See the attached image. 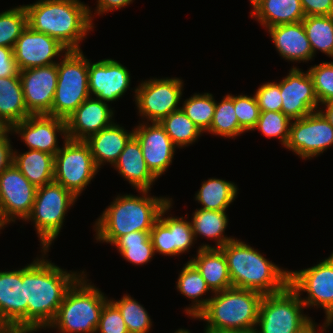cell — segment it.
<instances>
[{
	"label": "cell",
	"instance_id": "obj_15",
	"mask_svg": "<svg viewBox=\"0 0 333 333\" xmlns=\"http://www.w3.org/2000/svg\"><path fill=\"white\" fill-rule=\"evenodd\" d=\"M25 266L0 271V328L5 333H27Z\"/></svg>",
	"mask_w": 333,
	"mask_h": 333
},
{
	"label": "cell",
	"instance_id": "obj_29",
	"mask_svg": "<svg viewBox=\"0 0 333 333\" xmlns=\"http://www.w3.org/2000/svg\"><path fill=\"white\" fill-rule=\"evenodd\" d=\"M176 289L192 302L189 306L184 308V313L188 318H196L211 299V297H207L206 294L209 292L211 295L213 294L207 286L205 279L201 276V273L190 261H187L179 272L176 281ZM204 295L206 298L203 297Z\"/></svg>",
	"mask_w": 333,
	"mask_h": 333
},
{
	"label": "cell",
	"instance_id": "obj_1",
	"mask_svg": "<svg viewBox=\"0 0 333 333\" xmlns=\"http://www.w3.org/2000/svg\"><path fill=\"white\" fill-rule=\"evenodd\" d=\"M40 252V257L37 255L30 264L25 265L27 333H35L48 327L67 290L85 272L63 269L47 259L49 250L41 249Z\"/></svg>",
	"mask_w": 333,
	"mask_h": 333
},
{
	"label": "cell",
	"instance_id": "obj_3",
	"mask_svg": "<svg viewBox=\"0 0 333 333\" xmlns=\"http://www.w3.org/2000/svg\"><path fill=\"white\" fill-rule=\"evenodd\" d=\"M28 26L57 39L68 50H82L81 42L94 31L89 5L80 0H37L24 5Z\"/></svg>",
	"mask_w": 333,
	"mask_h": 333
},
{
	"label": "cell",
	"instance_id": "obj_21",
	"mask_svg": "<svg viewBox=\"0 0 333 333\" xmlns=\"http://www.w3.org/2000/svg\"><path fill=\"white\" fill-rule=\"evenodd\" d=\"M148 169L158 179L168 171L178 149L159 122H140L134 126Z\"/></svg>",
	"mask_w": 333,
	"mask_h": 333
},
{
	"label": "cell",
	"instance_id": "obj_25",
	"mask_svg": "<svg viewBox=\"0 0 333 333\" xmlns=\"http://www.w3.org/2000/svg\"><path fill=\"white\" fill-rule=\"evenodd\" d=\"M133 136V129L129 131L114 121L110 126L89 136L85 142L90 148L96 167L101 170L105 164L111 167L114 165Z\"/></svg>",
	"mask_w": 333,
	"mask_h": 333
},
{
	"label": "cell",
	"instance_id": "obj_30",
	"mask_svg": "<svg viewBox=\"0 0 333 333\" xmlns=\"http://www.w3.org/2000/svg\"><path fill=\"white\" fill-rule=\"evenodd\" d=\"M13 164L36 187L54 181V155L30 150H13Z\"/></svg>",
	"mask_w": 333,
	"mask_h": 333
},
{
	"label": "cell",
	"instance_id": "obj_43",
	"mask_svg": "<svg viewBox=\"0 0 333 333\" xmlns=\"http://www.w3.org/2000/svg\"><path fill=\"white\" fill-rule=\"evenodd\" d=\"M234 109L239 125L246 131H252L260 117V108L255 95H234Z\"/></svg>",
	"mask_w": 333,
	"mask_h": 333
},
{
	"label": "cell",
	"instance_id": "obj_52",
	"mask_svg": "<svg viewBox=\"0 0 333 333\" xmlns=\"http://www.w3.org/2000/svg\"><path fill=\"white\" fill-rule=\"evenodd\" d=\"M10 131V127H8L1 119H0V140Z\"/></svg>",
	"mask_w": 333,
	"mask_h": 333
},
{
	"label": "cell",
	"instance_id": "obj_36",
	"mask_svg": "<svg viewBox=\"0 0 333 333\" xmlns=\"http://www.w3.org/2000/svg\"><path fill=\"white\" fill-rule=\"evenodd\" d=\"M313 56L321 52L333 59V15L305 16L302 20Z\"/></svg>",
	"mask_w": 333,
	"mask_h": 333
},
{
	"label": "cell",
	"instance_id": "obj_18",
	"mask_svg": "<svg viewBox=\"0 0 333 333\" xmlns=\"http://www.w3.org/2000/svg\"><path fill=\"white\" fill-rule=\"evenodd\" d=\"M68 51L57 39L27 26L14 45L13 55L21 71L56 64Z\"/></svg>",
	"mask_w": 333,
	"mask_h": 333
},
{
	"label": "cell",
	"instance_id": "obj_26",
	"mask_svg": "<svg viewBox=\"0 0 333 333\" xmlns=\"http://www.w3.org/2000/svg\"><path fill=\"white\" fill-rule=\"evenodd\" d=\"M113 168L137 191H151L158 180L148 169L140 143L134 136L126 144Z\"/></svg>",
	"mask_w": 333,
	"mask_h": 333
},
{
	"label": "cell",
	"instance_id": "obj_8",
	"mask_svg": "<svg viewBox=\"0 0 333 333\" xmlns=\"http://www.w3.org/2000/svg\"><path fill=\"white\" fill-rule=\"evenodd\" d=\"M57 72L51 116L66 120L90 97L88 59L82 50H69L59 59Z\"/></svg>",
	"mask_w": 333,
	"mask_h": 333
},
{
	"label": "cell",
	"instance_id": "obj_46",
	"mask_svg": "<svg viewBox=\"0 0 333 333\" xmlns=\"http://www.w3.org/2000/svg\"><path fill=\"white\" fill-rule=\"evenodd\" d=\"M305 16L333 15V0H300Z\"/></svg>",
	"mask_w": 333,
	"mask_h": 333
},
{
	"label": "cell",
	"instance_id": "obj_47",
	"mask_svg": "<svg viewBox=\"0 0 333 333\" xmlns=\"http://www.w3.org/2000/svg\"><path fill=\"white\" fill-rule=\"evenodd\" d=\"M19 69L14 59L13 49L0 46V77L17 76Z\"/></svg>",
	"mask_w": 333,
	"mask_h": 333
},
{
	"label": "cell",
	"instance_id": "obj_2",
	"mask_svg": "<svg viewBox=\"0 0 333 333\" xmlns=\"http://www.w3.org/2000/svg\"><path fill=\"white\" fill-rule=\"evenodd\" d=\"M139 194H118L105 208L93 225L95 239L112 245L119 237L134 231H151L162 209L172 200L165 196H152L150 191Z\"/></svg>",
	"mask_w": 333,
	"mask_h": 333
},
{
	"label": "cell",
	"instance_id": "obj_20",
	"mask_svg": "<svg viewBox=\"0 0 333 333\" xmlns=\"http://www.w3.org/2000/svg\"><path fill=\"white\" fill-rule=\"evenodd\" d=\"M281 111L291 120L300 119L318 111L319 101L308 71L292 66L280 81Z\"/></svg>",
	"mask_w": 333,
	"mask_h": 333
},
{
	"label": "cell",
	"instance_id": "obj_45",
	"mask_svg": "<svg viewBox=\"0 0 333 333\" xmlns=\"http://www.w3.org/2000/svg\"><path fill=\"white\" fill-rule=\"evenodd\" d=\"M260 111H281L280 81H268L259 85L254 93Z\"/></svg>",
	"mask_w": 333,
	"mask_h": 333
},
{
	"label": "cell",
	"instance_id": "obj_54",
	"mask_svg": "<svg viewBox=\"0 0 333 333\" xmlns=\"http://www.w3.org/2000/svg\"><path fill=\"white\" fill-rule=\"evenodd\" d=\"M327 327H329V329L331 328V326H333V312L325 319Z\"/></svg>",
	"mask_w": 333,
	"mask_h": 333
},
{
	"label": "cell",
	"instance_id": "obj_37",
	"mask_svg": "<svg viewBox=\"0 0 333 333\" xmlns=\"http://www.w3.org/2000/svg\"><path fill=\"white\" fill-rule=\"evenodd\" d=\"M159 123L177 148L193 145L203 134L182 109L170 113Z\"/></svg>",
	"mask_w": 333,
	"mask_h": 333
},
{
	"label": "cell",
	"instance_id": "obj_53",
	"mask_svg": "<svg viewBox=\"0 0 333 333\" xmlns=\"http://www.w3.org/2000/svg\"><path fill=\"white\" fill-rule=\"evenodd\" d=\"M214 333H256L255 329L248 330V331H219Z\"/></svg>",
	"mask_w": 333,
	"mask_h": 333
},
{
	"label": "cell",
	"instance_id": "obj_33",
	"mask_svg": "<svg viewBox=\"0 0 333 333\" xmlns=\"http://www.w3.org/2000/svg\"><path fill=\"white\" fill-rule=\"evenodd\" d=\"M238 191L235 182L211 177L203 180L194 199L202 206L201 209L227 211L237 198Z\"/></svg>",
	"mask_w": 333,
	"mask_h": 333
},
{
	"label": "cell",
	"instance_id": "obj_40",
	"mask_svg": "<svg viewBox=\"0 0 333 333\" xmlns=\"http://www.w3.org/2000/svg\"><path fill=\"white\" fill-rule=\"evenodd\" d=\"M28 26V15L23 5L0 13V46L14 48L17 39Z\"/></svg>",
	"mask_w": 333,
	"mask_h": 333
},
{
	"label": "cell",
	"instance_id": "obj_4",
	"mask_svg": "<svg viewBox=\"0 0 333 333\" xmlns=\"http://www.w3.org/2000/svg\"><path fill=\"white\" fill-rule=\"evenodd\" d=\"M220 249L227 260L232 287L266 295L280 292L289 284V270L279 267L248 243L236 238Z\"/></svg>",
	"mask_w": 333,
	"mask_h": 333
},
{
	"label": "cell",
	"instance_id": "obj_34",
	"mask_svg": "<svg viewBox=\"0 0 333 333\" xmlns=\"http://www.w3.org/2000/svg\"><path fill=\"white\" fill-rule=\"evenodd\" d=\"M118 254L133 265H146L155 252L150 238V231H134L119 237L113 244Z\"/></svg>",
	"mask_w": 333,
	"mask_h": 333
},
{
	"label": "cell",
	"instance_id": "obj_5",
	"mask_svg": "<svg viewBox=\"0 0 333 333\" xmlns=\"http://www.w3.org/2000/svg\"><path fill=\"white\" fill-rule=\"evenodd\" d=\"M263 294L231 287L212 294L196 319L205 322L204 331H248L255 329Z\"/></svg>",
	"mask_w": 333,
	"mask_h": 333
},
{
	"label": "cell",
	"instance_id": "obj_11",
	"mask_svg": "<svg viewBox=\"0 0 333 333\" xmlns=\"http://www.w3.org/2000/svg\"><path fill=\"white\" fill-rule=\"evenodd\" d=\"M183 88V79L177 77L142 80L133 90V102L141 122H160L170 113L181 109Z\"/></svg>",
	"mask_w": 333,
	"mask_h": 333
},
{
	"label": "cell",
	"instance_id": "obj_13",
	"mask_svg": "<svg viewBox=\"0 0 333 333\" xmlns=\"http://www.w3.org/2000/svg\"><path fill=\"white\" fill-rule=\"evenodd\" d=\"M37 187L14 164L0 173V232L15 223L25 221L35 201Z\"/></svg>",
	"mask_w": 333,
	"mask_h": 333
},
{
	"label": "cell",
	"instance_id": "obj_7",
	"mask_svg": "<svg viewBox=\"0 0 333 333\" xmlns=\"http://www.w3.org/2000/svg\"><path fill=\"white\" fill-rule=\"evenodd\" d=\"M77 199L71 191L55 181L37 187L32 211L24 222L34 224L40 250H50L52 243L60 236L68 210Z\"/></svg>",
	"mask_w": 333,
	"mask_h": 333
},
{
	"label": "cell",
	"instance_id": "obj_23",
	"mask_svg": "<svg viewBox=\"0 0 333 333\" xmlns=\"http://www.w3.org/2000/svg\"><path fill=\"white\" fill-rule=\"evenodd\" d=\"M114 112L109 103L90 96L66 119L67 138L85 141L110 126Z\"/></svg>",
	"mask_w": 333,
	"mask_h": 333
},
{
	"label": "cell",
	"instance_id": "obj_48",
	"mask_svg": "<svg viewBox=\"0 0 333 333\" xmlns=\"http://www.w3.org/2000/svg\"><path fill=\"white\" fill-rule=\"evenodd\" d=\"M96 2L97 4L94 9V14L93 11H91L92 8L89 7L92 22L95 15L101 16L112 11L114 12V10L123 9L133 3L134 0H97Z\"/></svg>",
	"mask_w": 333,
	"mask_h": 333
},
{
	"label": "cell",
	"instance_id": "obj_22",
	"mask_svg": "<svg viewBox=\"0 0 333 333\" xmlns=\"http://www.w3.org/2000/svg\"><path fill=\"white\" fill-rule=\"evenodd\" d=\"M25 106L31 115H49L57 86V63L19 71Z\"/></svg>",
	"mask_w": 333,
	"mask_h": 333
},
{
	"label": "cell",
	"instance_id": "obj_56",
	"mask_svg": "<svg viewBox=\"0 0 333 333\" xmlns=\"http://www.w3.org/2000/svg\"><path fill=\"white\" fill-rule=\"evenodd\" d=\"M174 333H191L189 329H183V328H179L178 330H176ZM204 333H206L204 331Z\"/></svg>",
	"mask_w": 333,
	"mask_h": 333
},
{
	"label": "cell",
	"instance_id": "obj_32",
	"mask_svg": "<svg viewBox=\"0 0 333 333\" xmlns=\"http://www.w3.org/2000/svg\"><path fill=\"white\" fill-rule=\"evenodd\" d=\"M28 116L19 74L0 77V119L11 128Z\"/></svg>",
	"mask_w": 333,
	"mask_h": 333
},
{
	"label": "cell",
	"instance_id": "obj_19",
	"mask_svg": "<svg viewBox=\"0 0 333 333\" xmlns=\"http://www.w3.org/2000/svg\"><path fill=\"white\" fill-rule=\"evenodd\" d=\"M88 84L91 97L113 103L131 88V74L126 66L112 58L94 63L88 59Z\"/></svg>",
	"mask_w": 333,
	"mask_h": 333
},
{
	"label": "cell",
	"instance_id": "obj_44",
	"mask_svg": "<svg viewBox=\"0 0 333 333\" xmlns=\"http://www.w3.org/2000/svg\"><path fill=\"white\" fill-rule=\"evenodd\" d=\"M96 333H129L121 312L110 299L104 304Z\"/></svg>",
	"mask_w": 333,
	"mask_h": 333
},
{
	"label": "cell",
	"instance_id": "obj_24",
	"mask_svg": "<svg viewBox=\"0 0 333 333\" xmlns=\"http://www.w3.org/2000/svg\"><path fill=\"white\" fill-rule=\"evenodd\" d=\"M280 57L288 62L303 63L314 59L302 21L266 29Z\"/></svg>",
	"mask_w": 333,
	"mask_h": 333
},
{
	"label": "cell",
	"instance_id": "obj_50",
	"mask_svg": "<svg viewBox=\"0 0 333 333\" xmlns=\"http://www.w3.org/2000/svg\"><path fill=\"white\" fill-rule=\"evenodd\" d=\"M321 327V328H320ZM329 328L327 327L326 321L324 320L322 325H318L315 320L311 321L305 328L299 333H326Z\"/></svg>",
	"mask_w": 333,
	"mask_h": 333
},
{
	"label": "cell",
	"instance_id": "obj_10",
	"mask_svg": "<svg viewBox=\"0 0 333 333\" xmlns=\"http://www.w3.org/2000/svg\"><path fill=\"white\" fill-rule=\"evenodd\" d=\"M90 148L83 140H63L54 156V181L77 198L98 174Z\"/></svg>",
	"mask_w": 333,
	"mask_h": 333
},
{
	"label": "cell",
	"instance_id": "obj_55",
	"mask_svg": "<svg viewBox=\"0 0 333 333\" xmlns=\"http://www.w3.org/2000/svg\"><path fill=\"white\" fill-rule=\"evenodd\" d=\"M249 1L252 7L251 11H253L262 0H249Z\"/></svg>",
	"mask_w": 333,
	"mask_h": 333
},
{
	"label": "cell",
	"instance_id": "obj_12",
	"mask_svg": "<svg viewBox=\"0 0 333 333\" xmlns=\"http://www.w3.org/2000/svg\"><path fill=\"white\" fill-rule=\"evenodd\" d=\"M289 285L298 293L306 310L321 308L326 319L333 312V252L314 266L289 270Z\"/></svg>",
	"mask_w": 333,
	"mask_h": 333
},
{
	"label": "cell",
	"instance_id": "obj_28",
	"mask_svg": "<svg viewBox=\"0 0 333 333\" xmlns=\"http://www.w3.org/2000/svg\"><path fill=\"white\" fill-rule=\"evenodd\" d=\"M265 30L282 24L301 22L305 18L300 0H262L250 12Z\"/></svg>",
	"mask_w": 333,
	"mask_h": 333
},
{
	"label": "cell",
	"instance_id": "obj_35",
	"mask_svg": "<svg viewBox=\"0 0 333 333\" xmlns=\"http://www.w3.org/2000/svg\"><path fill=\"white\" fill-rule=\"evenodd\" d=\"M206 133L222 138L234 139L246 131L239 125L234 109V95L227 93L216 101L211 126Z\"/></svg>",
	"mask_w": 333,
	"mask_h": 333
},
{
	"label": "cell",
	"instance_id": "obj_14",
	"mask_svg": "<svg viewBox=\"0 0 333 333\" xmlns=\"http://www.w3.org/2000/svg\"><path fill=\"white\" fill-rule=\"evenodd\" d=\"M333 146V126L319 112L292 120L285 146L302 160H311Z\"/></svg>",
	"mask_w": 333,
	"mask_h": 333
},
{
	"label": "cell",
	"instance_id": "obj_31",
	"mask_svg": "<svg viewBox=\"0 0 333 333\" xmlns=\"http://www.w3.org/2000/svg\"><path fill=\"white\" fill-rule=\"evenodd\" d=\"M226 212L196 208L190 220L195 240H198V236H202V238H206L207 240H213L215 246L213 245L212 248H220L234 240V236L228 237L227 234L225 235L229 224Z\"/></svg>",
	"mask_w": 333,
	"mask_h": 333
},
{
	"label": "cell",
	"instance_id": "obj_38",
	"mask_svg": "<svg viewBox=\"0 0 333 333\" xmlns=\"http://www.w3.org/2000/svg\"><path fill=\"white\" fill-rule=\"evenodd\" d=\"M121 312L129 333H150L152 324L148 311L130 294H124L120 300L109 298Z\"/></svg>",
	"mask_w": 333,
	"mask_h": 333
},
{
	"label": "cell",
	"instance_id": "obj_16",
	"mask_svg": "<svg viewBox=\"0 0 333 333\" xmlns=\"http://www.w3.org/2000/svg\"><path fill=\"white\" fill-rule=\"evenodd\" d=\"M173 199L162 209L159 219L155 222L150 231V238L155 254L164 256H179L190 252L194 247L195 237L192 230L189 215L181 217L172 216ZM168 213V214H167ZM167 215V216H165ZM188 217L186 220L184 218Z\"/></svg>",
	"mask_w": 333,
	"mask_h": 333
},
{
	"label": "cell",
	"instance_id": "obj_39",
	"mask_svg": "<svg viewBox=\"0 0 333 333\" xmlns=\"http://www.w3.org/2000/svg\"><path fill=\"white\" fill-rule=\"evenodd\" d=\"M215 105L216 100L212 93L198 92L185 99L180 107L202 133H206L211 126Z\"/></svg>",
	"mask_w": 333,
	"mask_h": 333
},
{
	"label": "cell",
	"instance_id": "obj_27",
	"mask_svg": "<svg viewBox=\"0 0 333 333\" xmlns=\"http://www.w3.org/2000/svg\"><path fill=\"white\" fill-rule=\"evenodd\" d=\"M189 261L198 269L207 286L215 293L232 287L227 260L220 248L202 243Z\"/></svg>",
	"mask_w": 333,
	"mask_h": 333
},
{
	"label": "cell",
	"instance_id": "obj_41",
	"mask_svg": "<svg viewBox=\"0 0 333 333\" xmlns=\"http://www.w3.org/2000/svg\"><path fill=\"white\" fill-rule=\"evenodd\" d=\"M292 120L282 111H261L256 126L252 131L258 130L267 138L279 139L285 148Z\"/></svg>",
	"mask_w": 333,
	"mask_h": 333
},
{
	"label": "cell",
	"instance_id": "obj_42",
	"mask_svg": "<svg viewBox=\"0 0 333 333\" xmlns=\"http://www.w3.org/2000/svg\"><path fill=\"white\" fill-rule=\"evenodd\" d=\"M307 71L312 78L319 104L333 102V61L311 65Z\"/></svg>",
	"mask_w": 333,
	"mask_h": 333
},
{
	"label": "cell",
	"instance_id": "obj_49",
	"mask_svg": "<svg viewBox=\"0 0 333 333\" xmlns=\"http://www.w3.org/2000/svg\"><path fill=\"white\" fill-rule=\"evenodd\" d=\"M9 134L11 131L0 140V173L13 164L14 149Z\"/></svg>",
	"mask_w": 333,
	"mask_h": 333
},
{
	"label": "cell",
	"instance_id": "obj_9",
	"mask_svg": "<svg viewBox=\"0 0 333 333\" xmlns=\"http://www.w3.org/2000/svg\"><path fill=\"white\" fill-rule=\"evenodd\" d=\"M305 306L288 284L282 291L263 296L255 327L256 333H299L313 319L304 314Z\"/></svg>",
	"mask_w": 333,
	"mask_h": 333
},
{
	"label": "cell",
	"instance_id": "obj_17",
	"mask_svg": "<svg viewBox=\"0 0 333 333\" xmlns=\"http://www.w3.org/2000/svg\"><path fill=\"white\" fill-rule=\"evenodd\" d=\"M11 135L20 137L30 150H39L54 155L60 150L58 145L60 135L67 139L66 120L49 115H31L15 123L11 128Z\"/></svg>",
	"mask_w": 333,
	"mask_h": 333
},
{
	"label": "cell",
	"instance_id": "obj_51",
	"mask_svg": "<svg viewBox=\"0 0 333 333\" xmlns=\"http://www.w3.org/2000/svg\"><path fill=\"white\" fill-rule=\"evenodd\" d=\"M320 106L322 108H320ZM324 108V109H323ZM318 111L326 118V120L333 126V102H327L319 105Z\"/></svg>",
	"mask_w": 333,
	"mask_h": 333
},
{
	"label": "cell",
	"instance_id": "obj_6",
	"mask_svg": "<svg viewBox=\"0 0 333 333\" xmlns=\"http://www.w3.org/2000/svg\"><path fill=\"white\" fill-rule=\"evenodd\" d=\"M87 275L85 271L67 290L55 318L45 330L96 333L102 309L109 298Z\"/></svg>",
	"mask_w": 333,
	"mask_h": 333
}]
</instances>
